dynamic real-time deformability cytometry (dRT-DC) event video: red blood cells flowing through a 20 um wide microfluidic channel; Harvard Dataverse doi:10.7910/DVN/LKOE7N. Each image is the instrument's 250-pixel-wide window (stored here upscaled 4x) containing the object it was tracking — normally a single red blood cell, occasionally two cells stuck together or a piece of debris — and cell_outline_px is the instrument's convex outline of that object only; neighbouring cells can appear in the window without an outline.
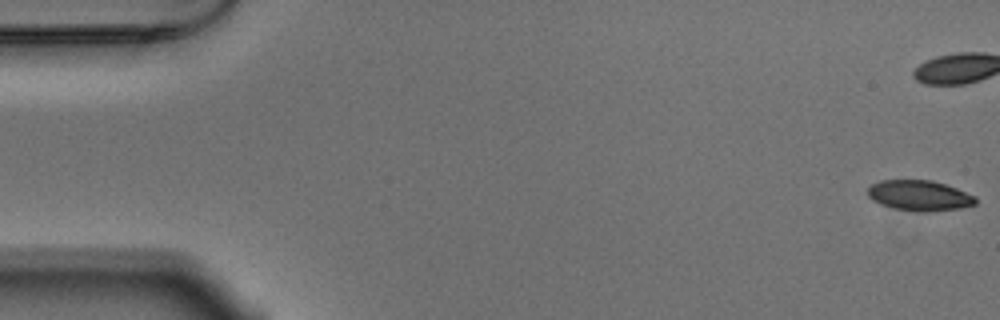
{"species": "Egyptian fruit bat (a non-hibernating species)", "species_latin": "Rousettus aegyptiacus", "temperature_condition": "warm", "stored_images_in_passage": 53, "camera_frame_rate_fps": 3000, "um_per_image_px": 0.085, "animal": {"sex": "male"}, "frame": {"image": 1, "passage_image": 1, "time_ms": 0.0, "image_size_px": [1000, 320], "cell_outline_px": [[976, 204], [960, 208], [928, 212], [920, 212], [892, 208], [880, 204], [872, 200], [868, 196], [868, 188], [872, 184], [880, 180], [932, 180], [956, 188], [976, 196]], "centroid_in_image_um": [78.14, 16.62], "position_along_channel_um": 6.9, "area_um2": 19.19}, "authors_computed_cell_mechanics": {"area_um2": 20.5768, "velocity_mm_per_s": 3.715, "shape_relaxation_time_tau1_ms": 6.0547, "shape_relaxation_time_tau2_ms": 1.6236, "deformation_change_tau1": 0.1998, "deformation_change_tau2": 0.0751}}